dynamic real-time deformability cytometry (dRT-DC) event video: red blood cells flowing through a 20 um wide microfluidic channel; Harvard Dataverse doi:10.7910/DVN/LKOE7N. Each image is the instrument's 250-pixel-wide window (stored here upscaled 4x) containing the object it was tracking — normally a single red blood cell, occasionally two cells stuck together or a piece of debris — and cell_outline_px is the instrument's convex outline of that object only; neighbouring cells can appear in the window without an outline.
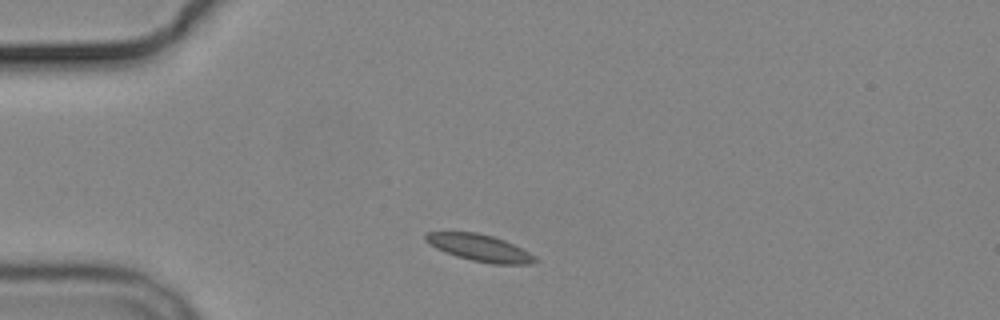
{"species": "common noctule bat (a hibernating species)", "species_latin": "Nyctalus noctula", "temperature_condition": "cold", "stored_images_in_passage": 3, "camera_frame_rate_fps": 3000, "um_per_image_px": 0.085, "animal": {"sex": "male", "body_mass_g": 19.2, "forearm_length_mm": 51.8}, "frame": {"image": 1, "passage_image": 1, "time_ms": 0.0, "image_size_px": [1000, 320], "cell_outline_px": [[536, 260], [532, 264], [492, 264], [472, 260], [456, 256], [444, 252], [436, 248], [424, 240], [424, 236], [428, 232], [476, 232], [492, 236], [504, 240], [536, 256]], "centroid_in_image_um": [40.75, 21.07], "position_along_channel_um": 44.3, "area_um2": 16.94}}
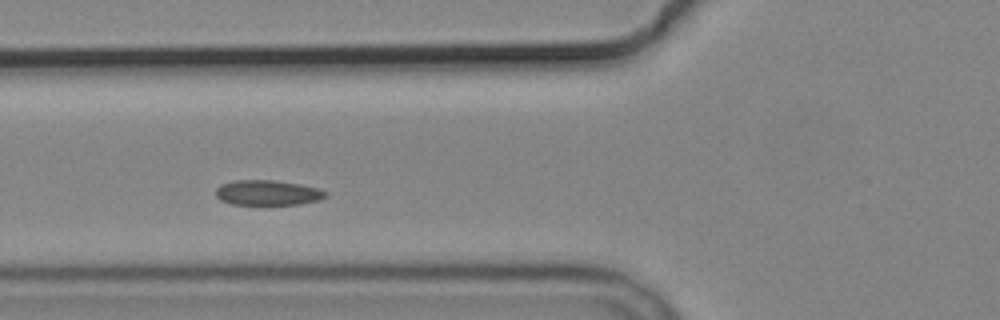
{"frame": {"image": 2, "passage_image": 3, "time_ms": 2.333, "image_size_px": [1000, 320], "cell_outline_px": [[328, 196], [320, 200], [300, 204], [232, 204], [220, 200], [216, 196], [216, 188], [220, 184], [236, 180], [272, 180], [300, 184], [316, 188], [328, 192]], "centroid_in_image_um": [22.75, 16.38], "position_along_channel_um": 103.0, "area_um2": 16.07}}